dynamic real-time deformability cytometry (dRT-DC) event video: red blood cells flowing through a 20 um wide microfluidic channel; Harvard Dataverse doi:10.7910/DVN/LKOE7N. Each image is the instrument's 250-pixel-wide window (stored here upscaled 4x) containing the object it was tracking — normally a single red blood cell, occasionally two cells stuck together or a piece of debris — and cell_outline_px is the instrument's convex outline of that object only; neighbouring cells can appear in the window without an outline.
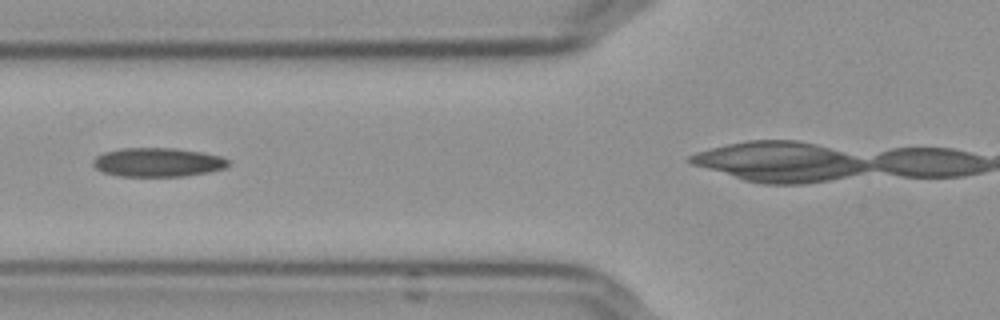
{"species": "Egyptian fruit bat (a non-hibernating species)", "species_latin": "Rousettus aegyptiacus", "temperature_condition": "cold", "stored_images_in_passage": 7, "camera_frame_rate_fps": 3000, "um_per_image_px": 0.085, "frame": {"image": 1, "passage_image": 2, "time_ms": 0.333, "image_size_px": [1000, 320], "cell_outline_px": [[228, 164], [224, 168], [184, 176], [116, 176], [104, 172], [96, 168], [92, 164], [92, 160], [96, 156], [104, 152], [120, 148], [176, 148], [200, 152], [220, 156], [228, 160]], "centroid_in_image_um": [13.34, 13.79], "position_along_channel_um": 112.5, "area_um2": 22.6}}
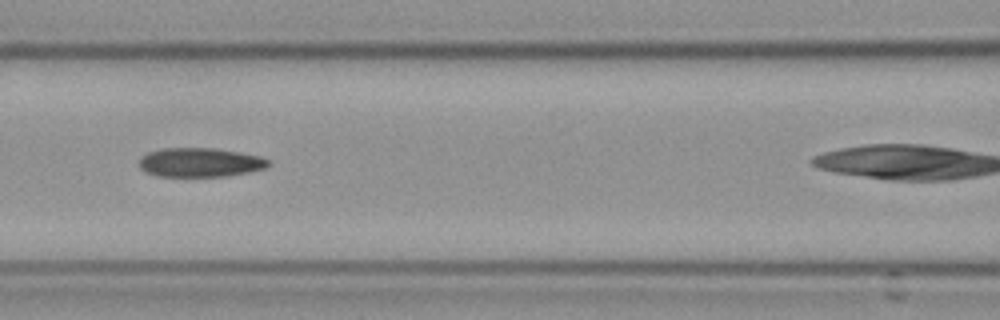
{"frame": {"image": 2, "passage_image": 3, "time_ms": 0.667, "image_size_px": [1000, 320], "cell_outline_px": [[272, 164], [264, 168], [248, 172], [224, 176], [156, 176], [144, 172], [140, 168], [140, 156], [148, 152], [164, 148], [212, 148], [260, 156], [268, 160]], "centroid_in_image_um": [16.96, 13.81], "position_along_channel_um": 149.6, "area_um2": 21.79}}